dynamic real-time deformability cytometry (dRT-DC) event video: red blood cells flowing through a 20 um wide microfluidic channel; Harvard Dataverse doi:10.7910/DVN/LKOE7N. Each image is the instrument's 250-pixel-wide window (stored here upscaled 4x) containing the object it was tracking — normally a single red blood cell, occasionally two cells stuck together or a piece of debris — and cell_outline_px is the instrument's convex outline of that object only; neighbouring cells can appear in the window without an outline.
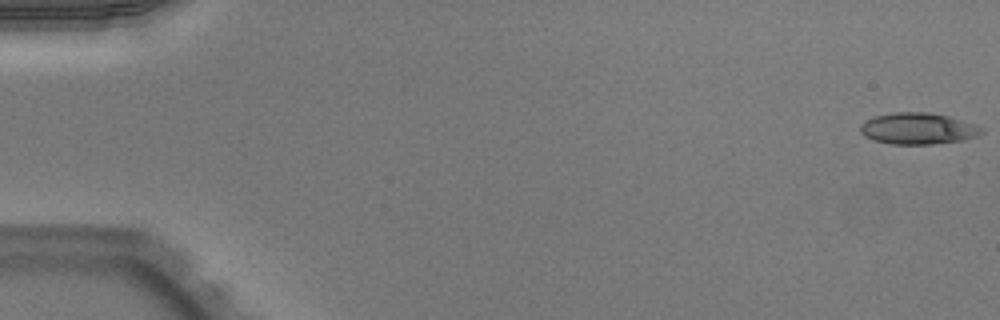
{"species": "Egyptian fruit bat (a non-hibernating species)", "species_latin": "Rousettus aegyptiacus", "temperature_condition": "warm", "stored_images_in_passage": 51, "camera_frame_rate_fps": 3000, "um_per_image_px": 0.085, "animal": {"sex": "male"}, "frame": {"image": 1, "passage_image": 1, "time_ms": 0.0, "image_size_px": [1000, 320], "cell_outline_px": [[984, 132], [976, 136], [964, 140], [932, 144], [892, 144], [872, 140], [864, 136], [860, 132], [860, 124], [864, 120], [876, 116], [892, 112], [928, 112], [948, 116], [976, 124], [984, 128]], "centroid_in_image_um": [78.02, 10.93], "position_along_channel_um": 7.0, "area_um2": 22.43}}
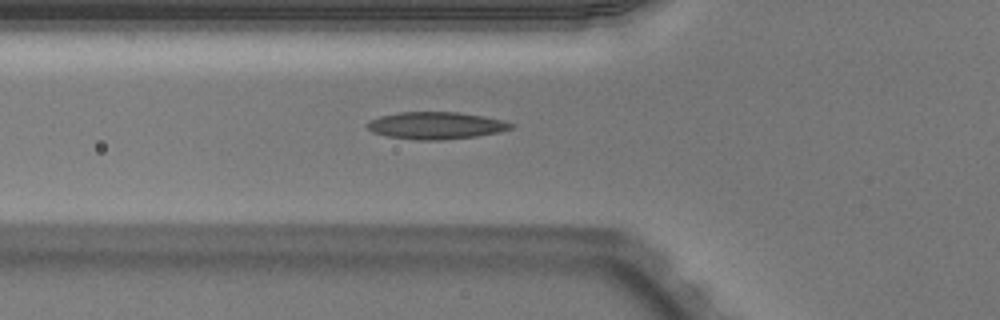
{"frame": {"image": 2, "passage_image": 19, "time_ms": 6.0, "image_size_px": [1000, 320], "cell_outline_px": [[516, 124], [512, 128], [500, 132], [476, 136], [444, 140], [416, 140], [388, 136], [372, 132], [368, 128], [368, 120], [380, 116], [400, 112], [456, 112], [484, 116], [504, 120]], "centroid_in_image_um": [37.09, 10.67], "position_along_channel_um": 88.7, "area_um2": 22.83}}
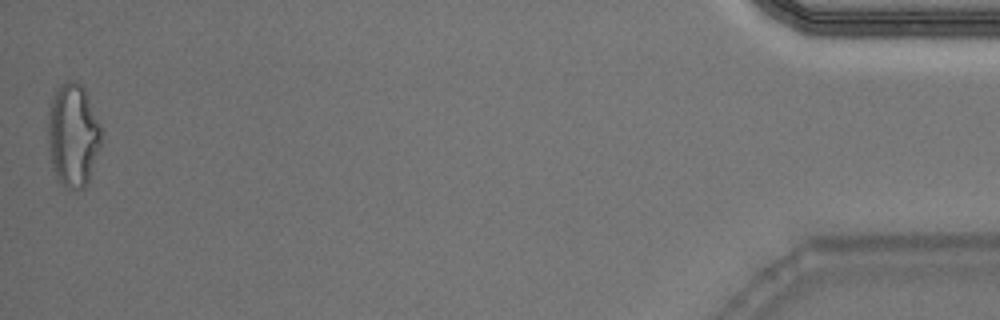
{"frame": {"image": 3, "passage_image": 51, "time_ms": 16.667, "image_size_px": [1000, 320], "cell_outline_px": [[104, 132], [88, 184], [84, 188], [68, 188], [56, 180], [52, 168], [48, 144], [48, 112], [52, 100], [60, 84], [68, 80], [76, 80], [84, 88]], "centroid_in_image_um": [6.21, 11.5], "position_along_channel_um": 429.0, "area_um2": 32.37}, "authors_computed_cell_mechanics": {"area_um2": 22.1952, "velocity_mm_per_s": 4.009, "shape_relaxation_time_tau1_ms": null, "shape_relaxation_time_tau2_ms": 2.2031, "deformation_change_tau1": null, "deformation_change_tau2": 0.1226}}